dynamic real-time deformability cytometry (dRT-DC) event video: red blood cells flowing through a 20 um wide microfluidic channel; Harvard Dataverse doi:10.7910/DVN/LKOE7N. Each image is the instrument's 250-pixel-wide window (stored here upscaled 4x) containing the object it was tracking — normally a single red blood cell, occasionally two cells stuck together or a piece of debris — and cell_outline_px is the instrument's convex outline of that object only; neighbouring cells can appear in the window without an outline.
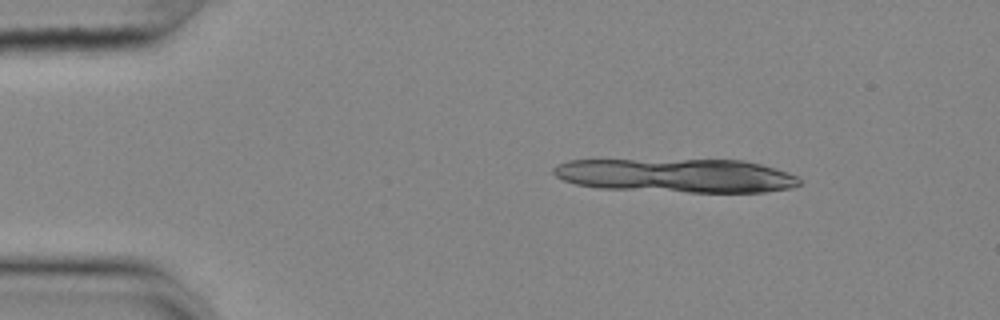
{"species": "common noctule bat (a hibernating species)", "species_latin": "Nyctalus noctula", "temperature_condition": "cold", "stored_images_in_passage": 6, "camera_frame_rate_fps": 3000, "um_per_image_px": 0.085, "animal": {"sex": "female", "body_mass_g": 25.1}, "frame": {"image": 1, "passage_image": 1, "time_ms": 0.0, "image_size_px": [1000, 320], "cell_outline_px": [[800, 184], [792, 188], [764, 192], [688, 192], [600, 188], [576, 184], [564, 180], [556, 176], [552, 172], [552, 168], [556, 164], [568, 160], [744, 160], [776, 168], [788, 172], [796, 176], [800, 180]], "centroid_in_image_um": [57.51, 14.92], "position_along_channel_um": 27.5, "area_um2": 48.61}}